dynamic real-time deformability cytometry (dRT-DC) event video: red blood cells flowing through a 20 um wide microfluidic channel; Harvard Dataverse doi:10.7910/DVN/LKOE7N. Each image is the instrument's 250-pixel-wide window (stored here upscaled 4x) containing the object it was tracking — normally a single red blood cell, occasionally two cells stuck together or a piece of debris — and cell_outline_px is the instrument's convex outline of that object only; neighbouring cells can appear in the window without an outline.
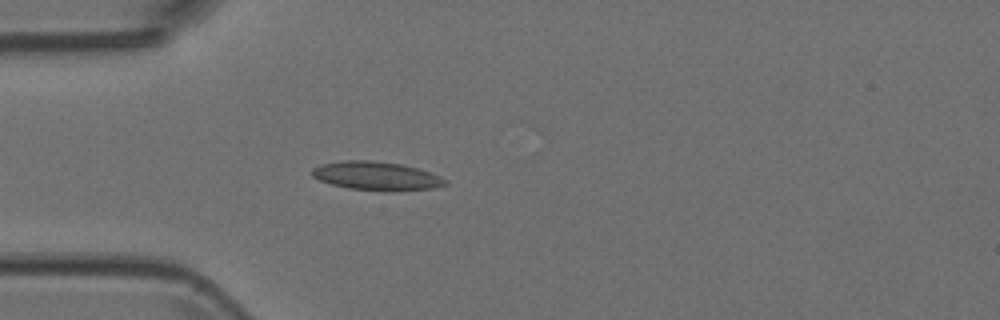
{"species": "Egyptian fruit bat (a non-hibernating species)", "species_latin": "Rousettus aegyptiacus", "temperature_condition": "room temperature", "stored_images_in_passage": 5, "camera_frame_rate_fps": 3000, "um_per_image_px": 0.085, "animal": {"sex": "female"}, "frame": {"image": 1, "passage_image": 5, "time_ms": 1.333, "image_size_px": [1000, 320], "cell_outline_px": [[448, 184], [432, 188], [388, 192], [348, 188], [332, 184], [320, 180], [312, 176], [312, 168], [320, 164], [344, 160], [372, 160], [400, 164], [416, 168], [440, 176], [448, 180]], "centroid_in_image_um": [31.99, 14.96], "position_along_channel_um": 53.0, "area_um2": 22.25}}